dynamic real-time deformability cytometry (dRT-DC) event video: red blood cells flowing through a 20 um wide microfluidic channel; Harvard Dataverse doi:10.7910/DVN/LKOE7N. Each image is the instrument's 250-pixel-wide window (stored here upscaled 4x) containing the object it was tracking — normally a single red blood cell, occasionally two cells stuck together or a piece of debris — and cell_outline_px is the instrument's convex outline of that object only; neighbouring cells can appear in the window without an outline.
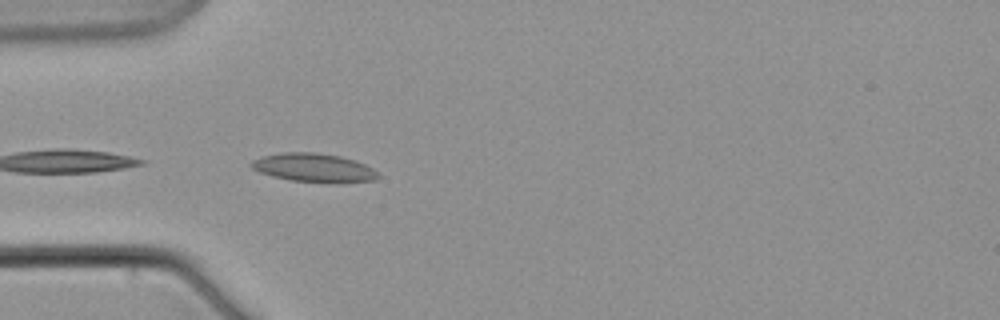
{"species": "common noctule bat (a hibernating species)", "species_latin": "Nyctalus noctula", "temperature_condition": "warm", "stored_images_in_passage": 7, "camera_frame_rate_fps": 3000, "um_per_image_px": 0.085, "animal": {"sex": "male", "body_mass_g": 21.5, "forearm_length_mm": 52.0}, "frame": {"image": 1, "passage_image": 7, "time_ms": 7.333, "image_size_px": [1000, 320], "cell_outline_px": [[380, 176], [376, 180], [340, 184], [292, 180], [272, 176], [260, 172], [252, 168], [248, 164], [252, 160], [264, 156], [284, 152], [316, 152], [340, 156], [356, 160], [380, 172]], "centroid_in_image_um": [26.74, 14.27], "position_along_channel_um": 58.3, "area_um2": 21.5}}